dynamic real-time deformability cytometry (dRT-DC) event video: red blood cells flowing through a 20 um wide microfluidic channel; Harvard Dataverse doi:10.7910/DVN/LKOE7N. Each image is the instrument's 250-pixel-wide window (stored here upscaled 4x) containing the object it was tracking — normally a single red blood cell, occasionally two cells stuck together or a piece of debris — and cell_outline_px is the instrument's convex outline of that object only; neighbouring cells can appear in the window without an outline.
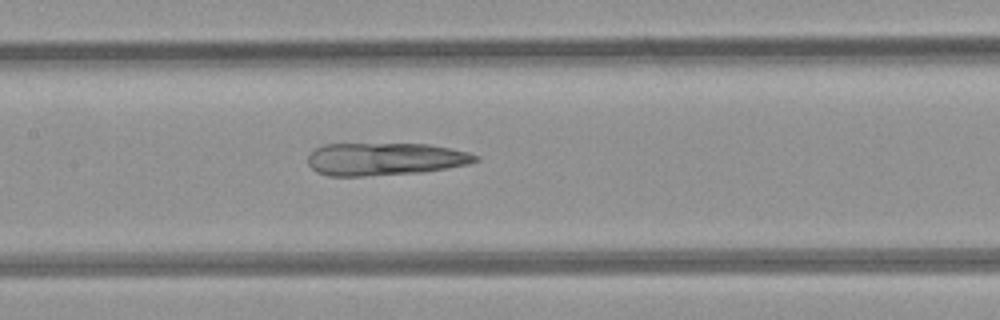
{"species": "common noctule bat (a hibernating species)", "species_latin": "Nyctalus noctula", "temperature_condition": "room temperature", "stored_images_in_passage": 5, "camera_frame_rate_fps": 3000, "um_per_image_px": 0.085, "animal": {"sex": "female", "body_mass_g": 21.9}, "frame": {"image": 1, "passage_image": 5, "time_ms": 4.667, "image_size_px": [1000, 320], "cell_outline_px": [[480, 160], [468, 164], [424, 172], [364, 176], [328, 176], [316, 172], [308, 164], [308, 156], [316, 148], [324, 144], [428, 144], [468, 152], [480, 156]], "centroid_in_image_um": [32.72, 13.52], "position_along_channel_um": 174.7, "area_um2": 31.91}}